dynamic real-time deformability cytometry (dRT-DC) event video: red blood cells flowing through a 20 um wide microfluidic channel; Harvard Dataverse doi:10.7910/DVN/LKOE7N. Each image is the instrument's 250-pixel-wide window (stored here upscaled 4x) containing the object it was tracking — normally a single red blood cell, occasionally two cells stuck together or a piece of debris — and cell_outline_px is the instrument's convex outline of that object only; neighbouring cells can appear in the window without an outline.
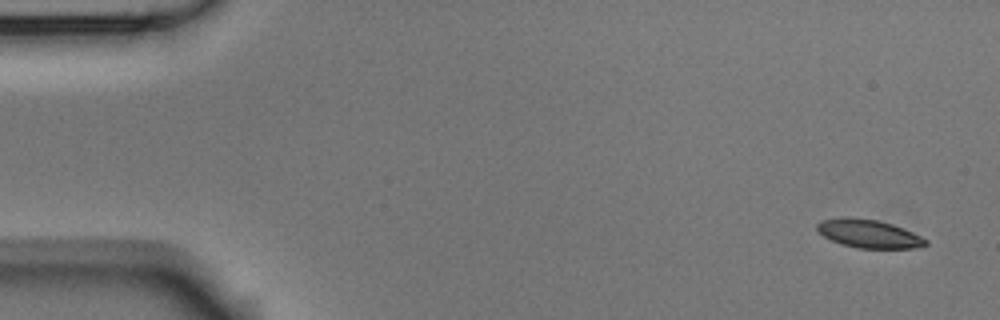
{"species": "Egyptian fruit bat (a non-hibernating species)", "species_latin": "Rousettus aegyptiacus", "temperature_condition": "room temperature", "stored_images_in_passage": 5, "camera_frame_rate_fps": 3000, "um_per_image_px": 0.085, "animal": {"sex": "male"}, "frame": {"image": 1, "passage_image": 1, "time_ms": 0.0, "image_size_px": [1000, 320], "cell_outline_px": [[928, 244], [912, 248], [856, 248], [832, 240], [824, 236], [816, 228], [816, 224], [820, 220], [844, 216], [848, 216], [876, 220], [892, 224], [904, 228], [928, 240]], "centroid_in_image_um": [73.82, 19.85], "position_along_channel_um": 11.2, "area_um2": 17.86}}
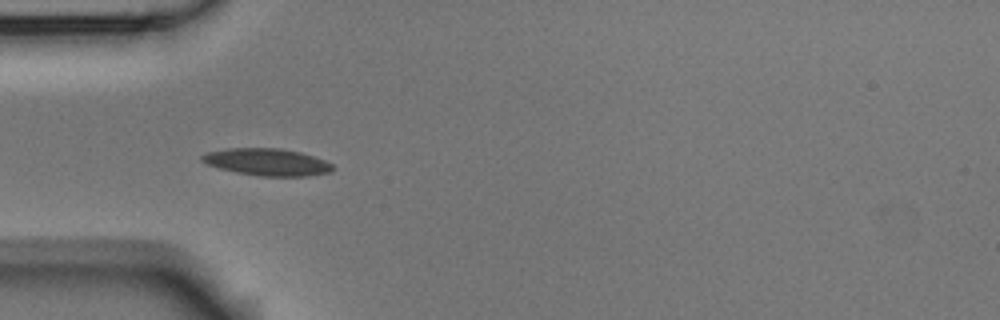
{"frame": {"image": 2, "passage_image": 4, "time_ms": 1.0, "image_size_px": [1000, 320], "cell_outline_px": [[332, 172], [308, 176], [260, 176], [236, 172], [220, 168], [208, 164], [200, 160], [200, 156], [208, 152], [228, 148], [280, 148], [300, 152], [324, 160], [332, 164]], "centroid_in_image_um": [22.7, 13.77], "position_along_channel_um": 62.3, "area_um2": 20.52}}
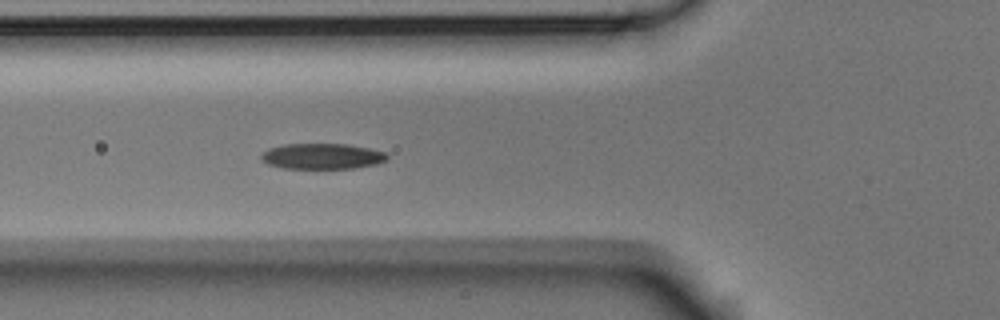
{"frame": {"image": 3, "passage_image": 5, "time_ms": 1.333, "image_size_px": [1000, 320], "cell_outline_px": [[388, 160], [376, 164], [352, 168], [284, 168], [268, 164], [260, 160], [260, 156], [268, 148], [284, 144], [348, 144], [368, 148], [384, 152], [388, 156]], "centroid_in_image_um": [27.36, 13.28], "position_along_channel_um": 98.4, "area_um2": 18.79}}